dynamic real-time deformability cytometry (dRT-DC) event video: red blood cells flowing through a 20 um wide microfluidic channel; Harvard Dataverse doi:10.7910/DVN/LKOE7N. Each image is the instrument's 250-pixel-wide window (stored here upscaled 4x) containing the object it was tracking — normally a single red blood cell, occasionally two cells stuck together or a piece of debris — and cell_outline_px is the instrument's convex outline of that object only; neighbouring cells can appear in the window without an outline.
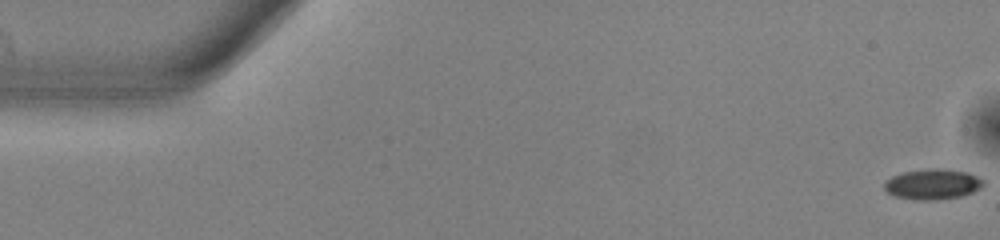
{"species": "common noctule bat (a hibernating species)", "species_latin": "Nyctalus noctula", "temperature_condition": "warm", "stored_images_in_passage": 55, "camera_frame_rate_fps": 3000, "um_per_image_px": 0.085, "animal": {"sex": "male", "body_mass_g": 13.0, "forearm_length_mm": 53.1}, "frame": {"image": 1, "passage_image": 1, "time_ms": 0.0, "image_size_px": [1000, 240], "cell_outline_px": [[984, 184], [980, 188], [972, 192], [960, 196], [936, 200], [916, 200], [892, 196], [884, 188], [884, 184], [892, 176], [904, 172], [936, 168], [968, 172], [980, 176], [984, 180]], "centroid_in_image_um": [79.3, 15.66], "position_along_channel_um": 5.7, "area_um2": 17.51}}
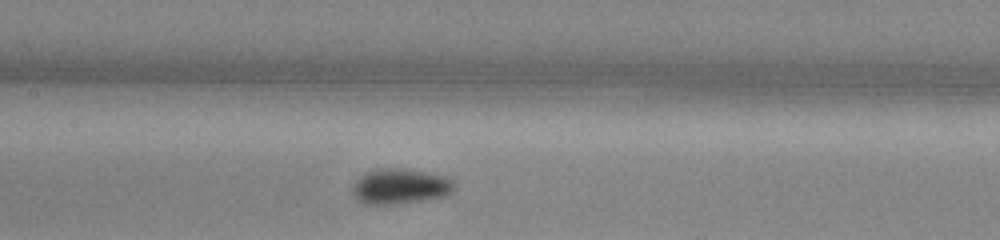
{"frame": {"image": 2, "passage_image": 26, "time_ms": 8.333, "image_size_px": [1000, 240], "cell_outline_px": [[452, 192], [444, 196], [400, 204], [364, 204], [356, 200], [352, 192], [352, 184], [364, 172], [380, 168], [400, 168], [444, 176], [452, 180]], "centroid_in_image_um": [33.93, 15.85], "position_along_channel_um": 173.5, "area_um2": 20.87}}
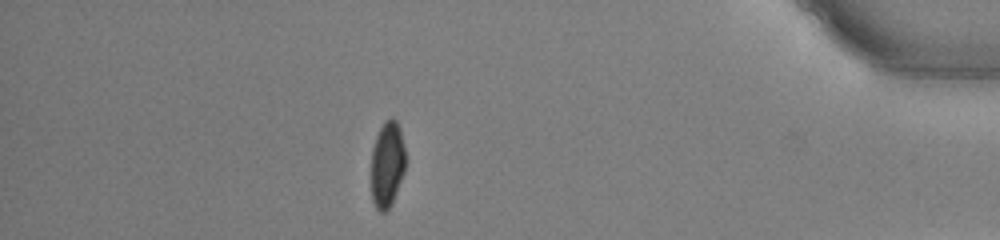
{"frame": {"image": 3, "passage_image": 48, "time_ms": 15.667, "image_size_px": [1000, 240], "cell_outline_px": [[404, 172], [392, 204], [384, 212], [380, 212], [376, 208], [372, 200], [372, 148], [376, 136], [384, 120], [392, 116], [396, 120], [400, 128], [404, 148]], "centroid_in_image_um": [32.91, 13.95], "position_along_channel_um": 402.3, "area_um2": 17.11}, "authors_computed_cell_mechanics": {"area_um2": 18.0336, "velocity_mm_per_s": 3.7854, "shape_relaxation_time_tau1_ms": 3.6125, "shape_relaxation_time_tau2_ms": 2.4467, "deformation_change_tau1": 0.1081, "deformation_change_tau2": 0.06}}